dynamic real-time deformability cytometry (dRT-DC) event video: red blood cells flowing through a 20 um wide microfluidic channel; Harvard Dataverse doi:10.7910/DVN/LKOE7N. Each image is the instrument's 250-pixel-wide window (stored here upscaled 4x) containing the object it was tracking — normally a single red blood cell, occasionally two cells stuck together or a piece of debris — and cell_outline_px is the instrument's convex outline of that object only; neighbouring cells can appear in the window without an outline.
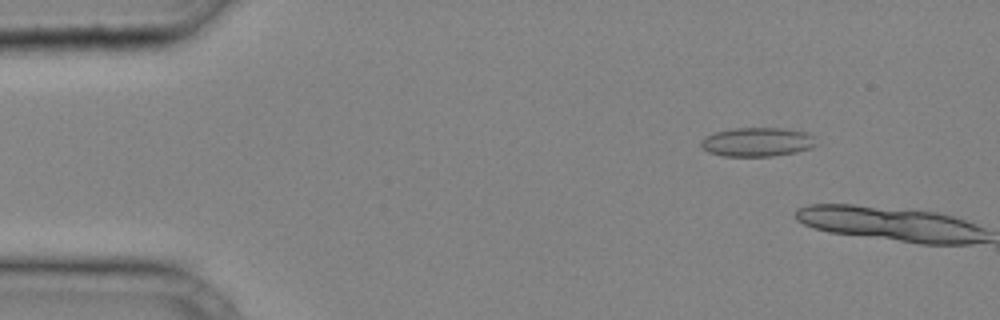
{"species": "common noctule bat (a hibernating species)", "species_latin": "Nyctalus noctula", "temperature_condition": "cold", "stored_images_in_passage": 6, "camera_frame_rate_fps": 3000, "um_per_image_px": 0.085, "animal": {"sex": "male", "body_mass_g": 20.4}, "frame": {"image": 1, "passage_image": 5, "time_ms": 1.333, "image_size_px": [1000, 320], "cell_outline_px": [[816, 144], [812, 148], [796, 152], [772, 156], [724, 156], [708, 152], [700, 144], [700, 140], [704, 136], [716, 132], [732, 128], [784, 128], [808, 132], [812, 136]], "centroid_in_image_um": [64.36, 12.06], "position_along_channel_um": 20.6, "area_um2": 19.54}}